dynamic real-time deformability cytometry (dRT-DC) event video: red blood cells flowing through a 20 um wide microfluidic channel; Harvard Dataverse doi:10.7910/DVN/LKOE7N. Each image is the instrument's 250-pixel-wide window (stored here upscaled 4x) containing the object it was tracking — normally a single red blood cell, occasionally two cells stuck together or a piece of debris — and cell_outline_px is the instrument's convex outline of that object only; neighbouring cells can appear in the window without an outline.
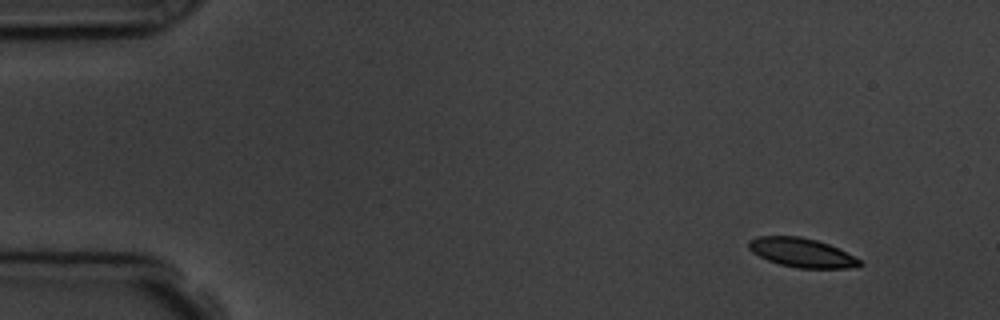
{"species": "common noctule bat (a hibernating species)", "species_latin": "Nyctalus noctula", "temperature_condition": "room temperature", "stored_images_in_passage": 4, "camera_frame_rate_fps": 3000, "um_per_image_px": 0.085, "animal": {"sex": "male", "body_mass_g": 19.5, "forearm_length_mm": 54.6}, "frame": {"image": 1, "passage_image": 1, "time_ms": 0.0, "image_size_px": [1000, 320], "cell_outline_px": [[864, 264], [856, 268], [796, 268], [780, 264], [768, 260], [752, 252], [748, 248], [748, 240], [756, 236], [800, 236], [816, 240], [828, 244], [860, 260]], "centroid_in_image_um": [68.12, 21.48], "position_along_channel_um": 16.9, "area_um2": 18.73}}